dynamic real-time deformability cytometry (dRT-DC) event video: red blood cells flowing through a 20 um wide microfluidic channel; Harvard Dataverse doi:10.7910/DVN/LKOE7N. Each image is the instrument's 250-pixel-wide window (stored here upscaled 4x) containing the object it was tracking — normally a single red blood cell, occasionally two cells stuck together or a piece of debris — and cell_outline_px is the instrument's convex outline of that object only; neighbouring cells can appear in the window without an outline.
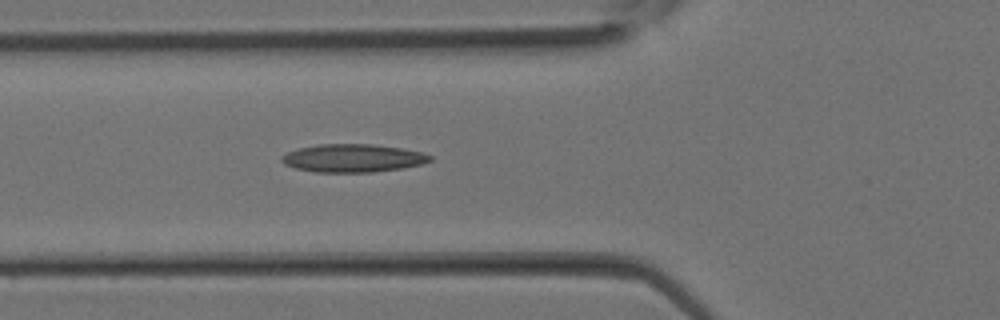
{"species": "Egyptian fruit bat (a non-hibernating species)", "species_latin": "Rousettus aegyptiacus", "temperature_condition": "room temperature", "stored_images_in_passage": 13, "camera_frame_rate_fps": 3000, "um_per_image_px": 0.085, "animal": {"sex": "female"}, "frame": {"image": 1, "passage_image": 11, "time_ms": 3.333, "image_size_px": [1000, 320], "cell_outline_px": [[432, 160], [420, 164], [400, 168], [372, 172], [316, 172], [296, 168], [284, 164], [280, 160], [280, 156], [288, 152], [300, 148], [320, 144], [372, 144], [400, 148], [424, 152], [432, 156]], "centroid_in_image_um": [29.98, 13.44], "position_along_channel_um": 95.8, "area_um2": 24.1}}
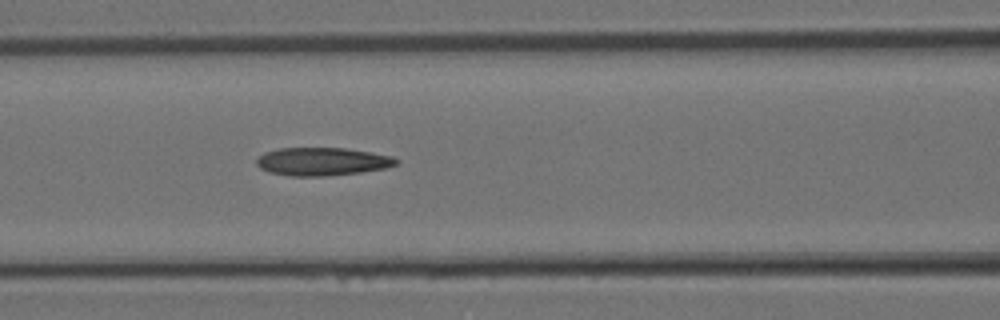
{"frame": {"image": 2, "passage_image": 13, "time_ms": 4.0, "image_size_px": [1000, 320], "cell_outline_px": [[400, 160], [396, 164], [384, 168], [360, 172], [324, 176], [292, 176], [268, 172], [260, 168], [256, 164], [256, 160], [264, 152], [280, 148], [344, 148], [392, 156]], "centroid_in_image_um": [27.35, 13.73], "position_along_channel_um": 139.2, "area_um2": 22.66}}